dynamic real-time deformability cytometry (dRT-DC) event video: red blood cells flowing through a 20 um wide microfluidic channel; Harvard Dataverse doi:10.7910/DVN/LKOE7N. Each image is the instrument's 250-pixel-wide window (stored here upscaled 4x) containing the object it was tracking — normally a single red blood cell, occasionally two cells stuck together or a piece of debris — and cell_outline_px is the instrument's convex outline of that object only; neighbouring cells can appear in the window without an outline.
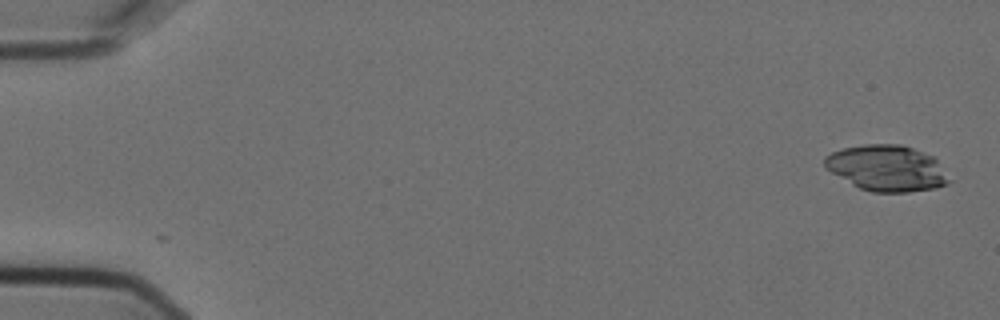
{"species": "Egyptian fruit bat (a non-hibernating species)", "species_latin": "Rousettus aegyptiacus", "temperature_condition": "cold", "stored_images_in_passage": 6, "segment_of_instrument_passage": [1, 2], "camera_frame_rate_fps": 3000, "um_per_image_px": 0.085, "animal": {"sex": "female"}, "frame": {"image": 1, "passage_image": 1, "time_ms": 0.0, "image_size_px": [1000, 320], "cell_outline_px": [[952, 180], [948, 184], [936, 188], [908, 192], [872, 192], [860, 188], [852, 184], [832, 172], [824, 164], [824, 156], [832, 152], [844, 148], [864, 144], [900, 144], [936, 156]], "centroid_in_image_um": [75.45, 14.29], "position_along_channel_um": 9.5, "area_um2": 33.52}}